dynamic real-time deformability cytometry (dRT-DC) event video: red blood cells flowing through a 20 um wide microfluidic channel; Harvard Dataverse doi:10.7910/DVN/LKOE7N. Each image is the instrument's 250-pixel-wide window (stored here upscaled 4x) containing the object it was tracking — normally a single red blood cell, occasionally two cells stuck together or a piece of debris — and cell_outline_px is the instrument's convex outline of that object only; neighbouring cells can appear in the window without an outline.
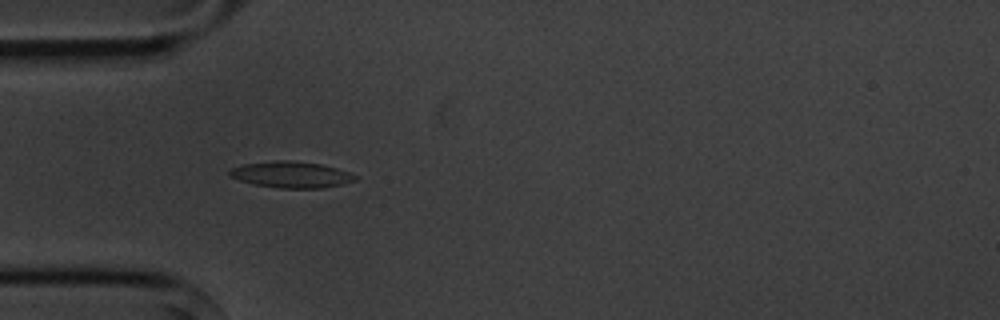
{"species": "common noctule bat (a hibernating species)", "species_latin": "Nyctalus noctula", "temperature_condition": "cold", "stored_images_in_passage": 11, "camera_frame_rate_fps": 3000, "um_per_image_px": 0.085, "animal": {"sex": "male", "body_mass_g": 20.1, "forearm_length_mm": 53.5}, "frame": {"image": 1, "passage_image": 3, "time_ms": 3.333, "image_size_px": [1000, 320], "cell_outline_px": [[360, 176], [356, 180], [344, 184], [320, 188], [280, 188], [252, 184], [228, 176], [228, 172], [232, 168], [244, 164], [276, 160], [288, 160], [320, 164], [336, 168]], "centroid_in_image_um": [24.76, 14.85], "position_along_channel_um": 60.2, "area_um2": 19.25}}
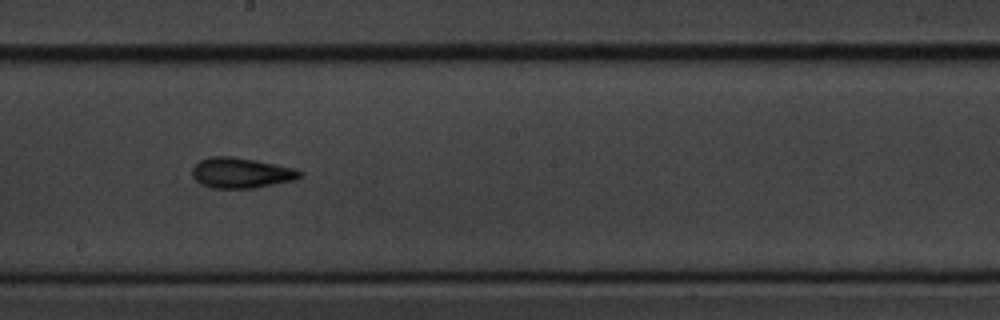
{"frame": {"image": 2, "passage_image": 7, "time_ms": 8.0, "image_size_px": [1000, 320], "cell_outline_px": [[304, 176], [296, 180], [256, 188], [216, 188], [204, 184], [196, 180], [192, 176], [192, 168], [200, 160], [212, 156], [232, 156], [256, 160], [296, 168], [304, 172]], "centroid_in_image_um": [20.58, 14.69], "position_along_channel_um": 227.6, "area_um2": 19.25}}
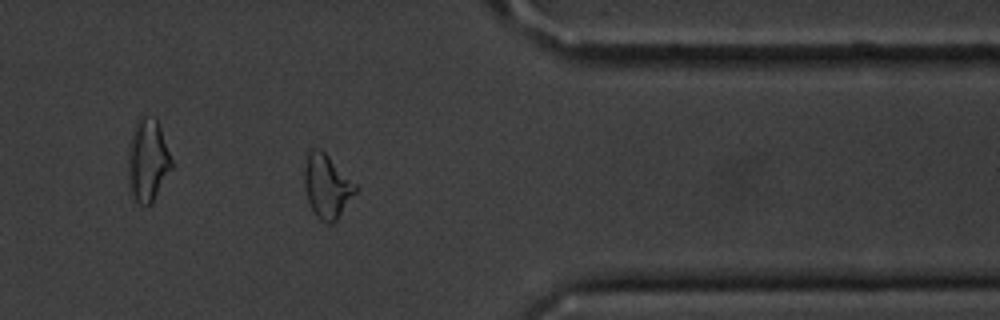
{"frame": {"image": 3, "passage_image": 11, "time_ms": 12.667, "image_size_px": [1000, 320], "cell_outline_px": [[356, 192], [336, 220], [332, 224], [324, 224], [312, 212], [308, 200], [304, 184], [304, 168], [308, 156], [312, 148], [320, 148], [356, 184]], "centroid_in_image_um": [27.77, 15.87], "position_along_channel_um": 383.6, "area_um2": 18.73}, "authors_computed_cell_mechanics": {"area_um2": 17.7446, "velocity_mm_per_s": 3.6161, "shape_relaxation_time_tau1_ms": 2.5717, "shape_relaxation_time_tau2_ms": 4.3916, "deformation_change_tau1": 0.0946, "deformation_change_tau2": 0.08}}